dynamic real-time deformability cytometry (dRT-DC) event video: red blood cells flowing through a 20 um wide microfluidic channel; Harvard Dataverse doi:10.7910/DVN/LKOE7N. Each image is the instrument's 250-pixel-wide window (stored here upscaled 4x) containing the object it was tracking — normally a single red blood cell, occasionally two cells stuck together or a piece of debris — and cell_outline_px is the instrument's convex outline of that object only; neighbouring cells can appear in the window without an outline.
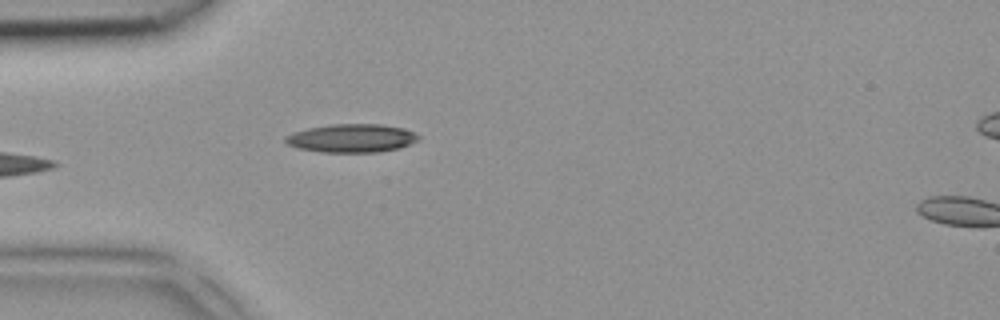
{"species": "common noctule bat (a hibernating species)", "species_latin": "Nyctalus noctula", "temperature_condition": "room temperature", "stored_images_in_passage": 5, "segment_of_instrument_passage": [1, 2], "camera_frame_rate_fps": 3000, "um_per_image_px": 0.085, "animal": {"sex": "female", "body_mass_g": 18.4}, "frame": {"image": 1, "passage_image": 4, "time_ms": 1.0, "image_size_px": [1000, 320], "cell_outline_px": [[420, 140], [400, 148], [380, 152], [320, 152], [296, 148], [288, 144], [284, 140], [284, 136], [292, 132], [308, 128], [332, 124], [380, 124], [404, 128], [420, 136]], "centroid_in_image_um": [29.88, 11.75], "position_along_channel_um": 55.1, "area_um2": 22.2}}